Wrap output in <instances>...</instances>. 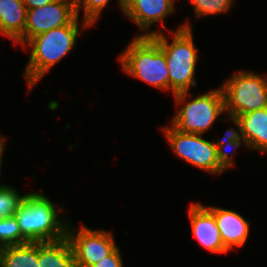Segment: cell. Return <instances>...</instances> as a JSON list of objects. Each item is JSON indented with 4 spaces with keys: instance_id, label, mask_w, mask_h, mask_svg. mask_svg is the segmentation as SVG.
<instances>
[{
    "instance_id": "6da1fadb",
    "label": "cell",
    "mask_w": 267,
    "mask_h": 267,
    "mask_svg": "<svg viewBox=\"0 0 267 267\" xmlns=\"http://www.w3.org/2000/svg\"><path fill=\"white\" fill-rule=\"evenodd\" d=\"M89 28L93 27L77 16L70 24L39 34L23 46L24 51L30 52L23 74L27 84V93L34 89L45 75L49 74L53 66L72 52L77 45L79 34Z\"/></svg>"
},
{
    "instance_id": "7a4b0ae2",
    "label": "cell",
    "mask_w": 267,
    "mask_h": 267,
    "mask_svg": "<svg viewBox=\"0 0 267 267\" xmlns=\"http://www.w3.org/2000/svg\"><path fill=\"white\" fill-rule=\"evenodd\" d=\"M193 30L194 25L187 20L175 30H167L171 40H168L167 33L162 30H157L156 34L152 35L165 53L169 71V92L172 95L188 92L191 87L198 85L195 73L200 54L194 44Z\"/></svg>"
},
{
    "instance_id": "3957f363",
    "label": "cell",
    "mask_w": 267,
    "mask_h": 267,
    "mask_svg": "<svg viewBox=\"0 0 267 267\" xmlns=\"http://www.w3.org/2000/svg\"><path fill=\"white\" fill-rule=\"evenodd\" d=\"M42 191L28 192L15 212L21 233L29 242L56 241L67 234L70 220L60 216L63 205L58 209Z\"/></svg>"
},
{
    "instance_id": "277c9868",
    "label": "cell",
    "mask_w": 267,
    "mask_h": 267,
    "mask_svg": "<svg viewBox=\"0 0 267 267\" xmlns=\"http://www.w3.org/2000/svg\"><path fill=\"white\" fill-rule=\"evenodd\" d=\"M125 74L169 93V71L164 51L152 36H135L119 54Z\"/></svg>"
},
{
    "instance_id": "5b68a950",
    "label": "cell",
    "mask_w": 267,
    "mask_h": 267,
    "mask_svg": "<svg viewBox=\"0 0 267 267\" xmlns=\"http://www.w3.org/2000/svg\"><path fill=\"white\" fill-rule=\"evenodd\" d=\"M173 96L178 110L169 124L180 132L203 135L214 128L217 119L228 122L221 118V114L225 113V105L220 86L196 96H192L190 91Z\"/></svg>"
},
{
    "instance_id": "8992f818",
    "label": "cell",
    "mask_w": 267,
    "mask_h": 267,
    "mask_svg": "<svg viewBox=\"0 0 267 267\" xmlns=\"http://www.w3.org/2000/svg\"><path fill=\"white\" fill-rule=\"evenodd\" d=\"M220 87L229 123L244 113L267 108L266 73L258 74L244 69L238 70L230 75Z\"/></svg>"
},
{
    "instance_id": "52a82bcc",
    "label": "cell",
    "mask_w": 267,
    "mask_h": 267,
    "mask_svg": "<svg viewBox=\"0 0 267 267\" xmlns=\"http://www.w3.org/2000/svg\"><path fill=\"white\" fill-rule=\"evenodd\" d=\"M161 132L179 159L211 175L225 172L217 160L214 140L205 139L204 135L180 132L170 124L161 126Z\"/></svg>"
},
{
    "instance_id": "ba28073f",
    "label": "cell",
    "mask_w": 267,
    "mask_h": 267,
    "mask_svg": "<svg viewBox=\"0 0 267 267\" xmlns=\"http://www.w3.org/2000/svg\"><path fill=\"white\" fill-rule=\"evenodd\" d=\"M67 239L71 245L78 267H91L111 254L118 245L113 232L90 229L86 225H72L69 221Z\"/></svg>"
},
{
    "instance_id": "9c48e42d",
    "label": "cell",
    "mask_w": 267,
    "mask_h": 267,
    "mask_svg": "<svg viewBox=\"0 0 267 267\" xmlns=\"http://www.w3.org/2000/svg\"><path fill=\"white\" fill-rule=\"evenodd\" d=\"M76 17L74 0H55L42 7L27 9L23 46L39 34L70 24Z\"/></svg>"
},
{
    "instance_id": "30bf717a",
    "label": "cell",
    "mask_w": 267,
    "mask_h": 267,
    "mask_svg": "<svg viewBox=\"0 0 267 267\" xmlns=\"http://www.w3.org/2000/svg\"><path fill=\"white\" fill-rule=\"evenodd\" d=\"M175 5V0H125L123 16L140 29L135 36H152L156 30L150 29L155 23H159L163 30L168 29L164 23L176 12Z\"/></svg>"
},
{
    "instance_id": "8fae6325",
    "label": "cell",
    "mask_w": 267,
    "mask_h": 267,
    "mask_svg": "<svg viewBox=\"0 0 267 267\" xmlns=\"http://www.w3.org/2000/svg\"><path fill=\"white\" fill-rule=\"evenodd\" d=\"M187 216L197 243L211 254H229L225 248L214 215L201 202L189 203Z\"/></svg>"
},
{
    "instance_id": "7c38bea8",
    "label": "cell",
    "mask_w": 267,
    "mask_h": 267,
    "mask_svg": "<svg viewBox=\"0 0 267 267\" xmlns=\"http://www.w3.org/2000/svg\"><path fill=\"white\" fill-rule=\"evenodd\" d=\"M205 207L216 219L225 248L231 253L234 249L244 247L250 234V222L234 210L212 205Z\"/></svg>"
},
{
    "instance_id": "4fadbf2b",
    "label": "cell",
    "mask_w": 267,
    "mask_h": 267,
    "mask_svg": "<svg viewBox=\"0 0 267 267\" xmlns=\"http://www.w3.org/2000/svg\"><path fill=\"white\" fill-rule=\"evenodd\" d=\"M230 124L238 128L250 150L267 154V108L239 115Z\"/></svg>"
},
{
    "instance_id": "5bb4252c",
    "label": "cell",
    "mask_w": 267,
    "mask_h": 267,
    "mask_svg": "<svg viewBox=\"0 0 267 267\" xmlns=\"http://www.w3.org/2000/svg\"><path fill=\"white\" fill-rule=\"evenodd\" d=\"M27 8L22 0H0V34L23 47Z\"/></svg>"
},
{
    "instance_id": "9a60e30c",
    "label": "cell",
    "mask_w": 267,
    "mask_h": 267,
    "mask_svg": "<svg viewBox=\"0 0 267 267\" xmlns=\"http://www.w3.org/2000/svg\"><path fill=\"white\" fill-rule=\"evenodd\" d=\"M39 267H78L67 237L38 242Z\"/></svg>"
},
{
    "instance_id": "2e32d148",
    "label": "cell",
    "mask_w": 267,
    "mask_h": 267,
    "mask_svg": "<svg viewBox=\"0 0 267 267\" xmlns=\"http://www.w3.org/2000/svg\"><path fill=\"white\" fill-rule=\"evenodd\" d=\"M0 267H39L38 242L0 248Z\"/></svg>"
},
{
    "instance_id": "e0dca14e",
    "label": "cell",
    "mask_w": 267,
    "mask_h": 267,
    "mask_svg": "<svg viewBox=\"0 0 267 267\" xmlns=\"http://www.w3.org/2000/svg\"><path fill=\"white\" fill-rule=\"evenodd\" d=\"M214 144L216 146L219 165L225 171L235 167L236 161L233 157L237 148L242 146L245 150H249L247 141L239 135L238 128L235 125L229 126V128L225 130L224 136H221V139L217 141L214 139Z\"/></svg>"
},
{
    "instance_id": "ac0fdd59",
    "label": "cell",
    "mask_w": 267,
    "mask_h": 267,
    "mask_svg": "<svg viewBox=\"0 0 267 267\" xmlns=\"http://www.w3.org/2000/svg\"><path fill=\"white\" fill-rule=\"evenodd\" d=\"M111 0H74L76 14L80 18V11L83 12V19L86 20L92 27H94L99 21L103 10L107 7ZM117 6L123 14L125 7V0H117Z\"/></svg>"
},
{
    "instance_id": "d6986e66",
    "label": "cell",
    "mask_w": 267,
    "mask_h": 267,
    "mask_svg": "<svg viewBox=\"0 0 267 267\" xmlns=\"http://www.w3.org/2000/svg\"><path fill=\"white\" fill-rule=\"evenodd\" d=\"M196 20L204 16L228 14L235 0H188Z\"/></svg>"
},
{
    "instance_id": "ffe728a7",
    "label": "cell",
    "mask_w": 267,
    "mask_h": 267,
    "mask_svg": "<svg viewBox=\"0 0 267 267\" xmlns=\"http://www.w3.org/2000/svg\"><path fill=\"white\" fill-rule=\"evenodd\" d=\"M25 194H20L12 185L5 184L0 187V219L15 216Z\"/></svg>"
},
{
    "instance_id": "44dd1931",
    "label": "cell",
    "mask_w": 267,
    "mask_h": 267,
    "mask_svg": "<svg viewBox=\"0 0 267 267\" xmlns=\"http://www.w3.org/2000/svg\"><path fill=\"white\" fill-rule=\"evenodd\" d=\"M28 242L22 235L15 216L0 219V248Z\"/></svg>"
},
{
    "instance_id": "7402d4cb",
    "label": "cell",
    "mask_w": 267,
    "mask_h": 267,
    "mask_svg": "<svg viewBox=\"0 0 267 267\" xmlns=\"http://www.w3.org/2000/svg\"><path fill=\"white\" fill-rule=\"evenodd\" d=\"M91 267H124L121 249L117 247L111 254Z\"/></svg>"
},
{
    "instance_id": "603a6c76",
    "label": "cell",
    "mask_w": 267,
    "mask_h": 267,
    "mask_svg": "<svg viewBox=\"0 0 267 267\" xmlns=\"http://www.w3.org/2000/svg\"><path fill=\"white\" fill-rule=\"evenodd\" d=\"M27 9H35L38 7L45 6L55 0H22Z\"/></svg>"
},
{
    "instance_id": "cb8c5ba5",
    "label": "cell",
    "mask_w": 267,
    "mask_h": 267,
    "mask_svg": "<svg viewBox=\"0 0 267 267\" xmlns=\"http://www.w3.org/2000/svg\"><path fill=\"white\" fill-rule=\"evenodd\" d=\"M7 137L2 136V134L0 133V176H1V170H2V161H3V154L5 153V148H6V144H7ZM1 178V177H0ZM5 185V183H0V187Z\"/></svg>"
}]
</instances>
